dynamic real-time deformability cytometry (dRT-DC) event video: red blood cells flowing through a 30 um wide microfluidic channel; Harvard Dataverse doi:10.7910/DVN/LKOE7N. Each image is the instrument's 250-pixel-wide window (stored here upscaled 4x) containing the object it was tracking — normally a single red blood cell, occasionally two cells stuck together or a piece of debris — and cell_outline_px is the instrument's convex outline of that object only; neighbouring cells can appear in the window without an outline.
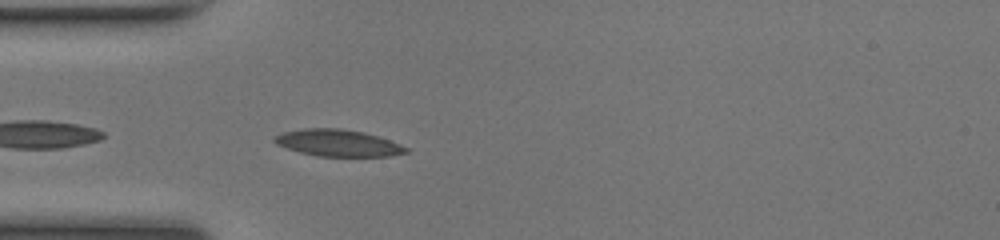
{"species": "common noctule bat (a hibernating species)", "species_latin": "Nyctalus noctula", "temperature_condition": "room temperature", "stored_images_in_passage": 36, "camera_frame_rate_fps": 3000, "um_per_image_px": 0.085, "animal": {"sex": "female", "body_mass_g": 17.0, "forearm_length_mm": 48.0}, "frame": {"image": 1, "passage_image": 3, "time_ms": 0.667, "image_size_px": [1000, 240], "cell_outline_px": [[408, 152], [392, 156], [316, 156], [300, 152], [276, 144], [272, 140], [276, 136], [284, 132], [304, 128], [340, 128], [364, 132], [400, 144], [408, 148]], "centroid_in_image_um": [28.73, 12.15], "position_along_channel_um": 56.3, "area_um2": 20.35}}
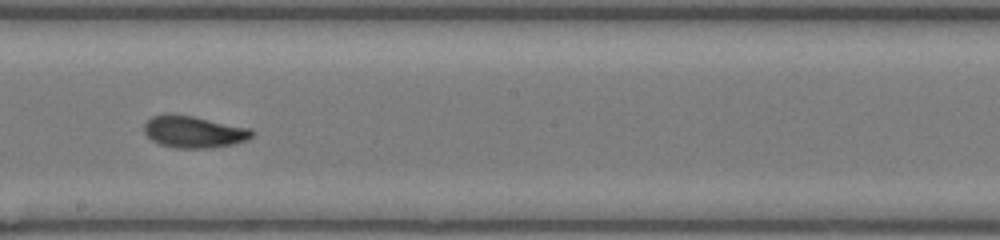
{"frame": {"image": 2, "passage_image": 16, "time_ms": 5.0, "image_size_px": [1000, 240], "cell_outline_px": [[256, 132], [252, 136], [244, 140], [232, 144], [212, 148], [176, 148], [160, 144], [152, 140], [144, 132], [144, 124], [152, 116], [192, 116], [248, 128]], "centroid_in_image_um": [16.48, 11.24], "position_along_channel_um": 231.7, "area_um2": 19.36}}
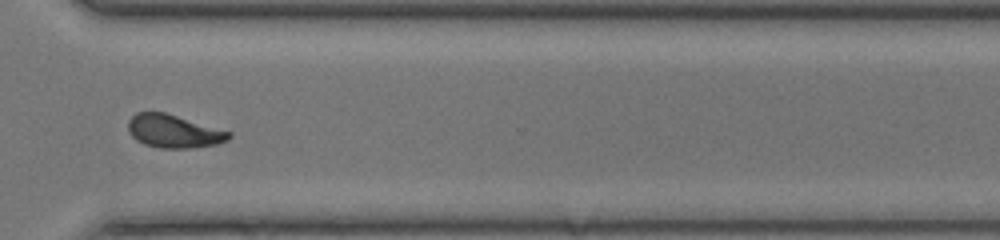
{"frame": {"image": 3, "passage_image": 25, "time_ms": 8.0, "image_size_px": [1000, 240], "cell_outline_px": [[232, 136], [228, 140], [216, 144], [192, 148], [160, 148], [144, 144], [136, 140], [128, 132], [128, 120], [136, 112], [164, 112], [232, 132]], "centroid_in_image_um": [14.76, 11.16], "position_along_channel_um": 355.8, "area_um2": 19.48}, "authors_computed_cell_mechanics": {"area_um2": 19.7098, "velocity_mm_per_s": 4.1387, "shape_relaxation_time_tau1_ms": 4.8045, "shape_relaxation_time_tau2_ms": 1.4248, "deformation_change_tau1": 0.1627, "deformation_change_tau2": 0.0585}}